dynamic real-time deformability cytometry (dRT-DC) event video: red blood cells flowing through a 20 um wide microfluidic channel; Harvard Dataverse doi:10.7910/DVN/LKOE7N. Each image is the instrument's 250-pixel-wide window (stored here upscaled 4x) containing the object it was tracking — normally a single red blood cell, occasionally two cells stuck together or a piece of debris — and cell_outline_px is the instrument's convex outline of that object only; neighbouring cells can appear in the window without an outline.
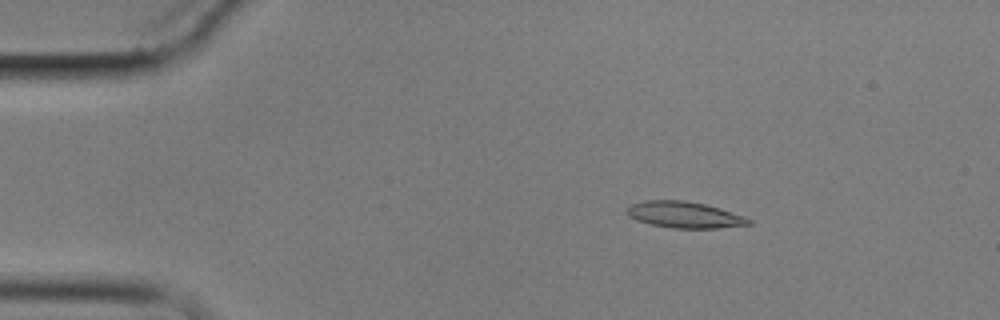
{"species": "common noctule bat (a hibernating species)", "species_latin": "Nyctalus noctula", "temperature_condition": "cold", "stored_images_in_passage": 3, "camera_frame_rate_fps": 3000, "um_per_image_px": 0.085, "animal": {"sex": "male", "body_mass_g": 17.9}, "frame": {"image": 1, "passage_image": 1, "time_ms": 0.0, "image_size_px": [1000, 320], "cell_outline_px": [[752, 224], [716, 228], [672, 228], [652, 224], [636, 220], [628, 216], [624, 212], [632, 204], [644, 200], [684, 200], [704, 204], [720, 208], [744, 216], [752, 220]], "centroid_in_image_um": [58.16, 18.25], "position_along_channel_um": 26.8, "area_um2": 18.67}}